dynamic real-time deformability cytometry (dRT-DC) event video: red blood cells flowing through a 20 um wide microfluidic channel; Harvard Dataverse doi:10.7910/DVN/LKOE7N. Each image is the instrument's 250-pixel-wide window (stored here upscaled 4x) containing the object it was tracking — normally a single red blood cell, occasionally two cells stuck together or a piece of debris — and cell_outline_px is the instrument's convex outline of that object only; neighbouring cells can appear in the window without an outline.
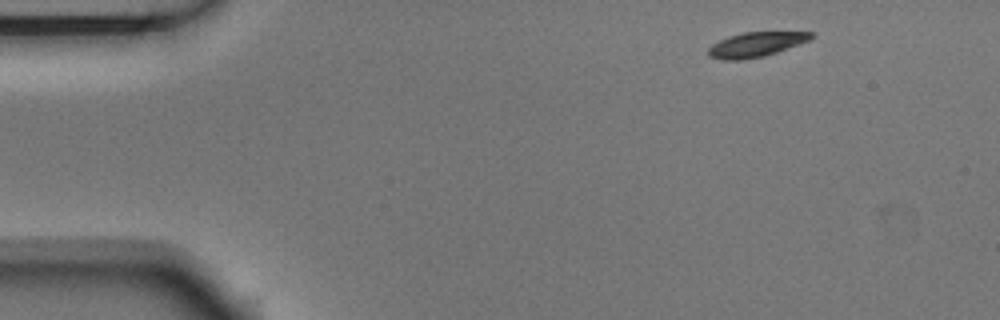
{"species": "Egyptian fruit bat (a non-hibernating species)", "species_latin": "Rousettus aegyptiacus", "temperature_condition": "room temperature", "stored_images_in_passage": 4, "camera_frame_rate_fps": 3000, "um_per_image_px": 0.085, "animal": {"sex": "male"}, "frame": {"image": 1, "passage_image": 1, "time_ms": 0.0, "image_size_px": [1000, 320], "cell_outline_px": [[816, 36], [808, 40], [776, 52], [764, 56], [744, 60], [724, 60], [708, 56], [708, 48], [712, 44], [728, 36], [744, 32], [816, 32]], "centroid_in_image_um": [64.24, 3.78], "position_along_channel_um": 20.8, "area_um2": 14.74}}